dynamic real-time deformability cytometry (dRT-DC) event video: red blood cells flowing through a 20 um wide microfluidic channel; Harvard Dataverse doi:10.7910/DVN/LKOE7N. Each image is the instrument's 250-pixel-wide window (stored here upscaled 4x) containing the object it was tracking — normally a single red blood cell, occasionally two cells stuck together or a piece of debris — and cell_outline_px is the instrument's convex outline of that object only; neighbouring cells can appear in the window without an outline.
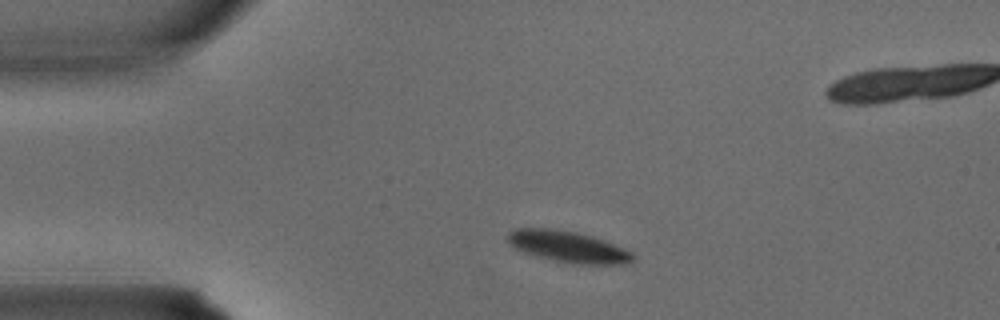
{"species": "common noctule bat (a hibernating species)", "species_latin": "Nyctalus noctula", "temperature_condition": "warm", "stored_images_in_passage": 2, "camera_frame_rate_fps": 3000, "um_per_image_px": 0.085, "animal": {"sex": "male", "body_mass_g": 15.6}, "frame": {"image": 1, "passage_image": 1, "time_ms": 0.0, "image_size_px": [1000, 320], "cell_outline_px": [[636, 260], [624, 264], [580, 264], [556, 260], [524, 252], [508, 244], [508, 232], [516, 228], [548, 228], [576, 232], [592, 236], [624, 248], [632, 252], [636, 256]], "centroid_in_image_um": [48.32, 20.96], "position_along_channel_um": 36.7, "area_um2": 22.6}}